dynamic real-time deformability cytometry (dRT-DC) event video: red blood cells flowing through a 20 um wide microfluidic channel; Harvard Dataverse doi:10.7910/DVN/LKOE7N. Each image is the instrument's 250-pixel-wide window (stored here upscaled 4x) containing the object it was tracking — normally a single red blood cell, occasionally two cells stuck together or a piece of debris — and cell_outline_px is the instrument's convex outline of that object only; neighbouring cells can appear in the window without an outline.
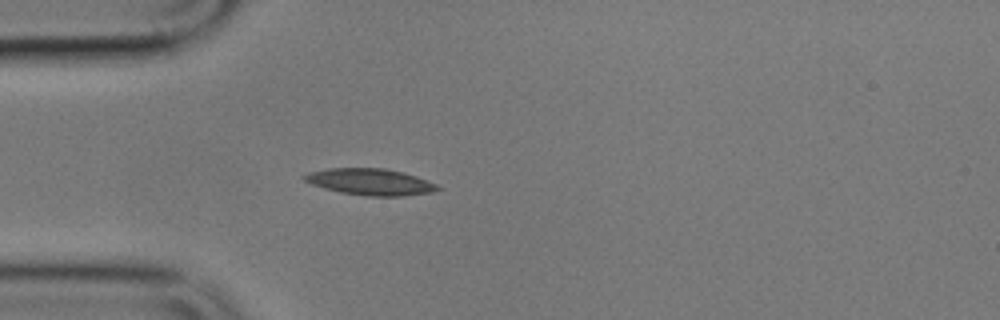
{"species": "common noctule bat (a hibernating species)", "species_latin": "Nyctalus noctula", "temperature_condition": "cold", "stored_images_in_passage": 5, "camera_frame_rate_fps": 3000, "um_per_image_px": 0.085, "animal": {"sex": "male", "body_mass_g": 17.9}, "frame": {"image": 1, "passage_image": 5, "time_ms": 4.667, "image_size_px": [1000, 320], "cell_outline_px": [[444, 188], [432, 192], [404, 196], [368, 196], [340, 192], [324, 188], [312, 184], [304, 180], [300, 176], [308, 172], [328, 168], [384, 168], [416, 176], [436, 184]], "centroid_in_image_um": [31.46, 15.46], "position_along_channel_um": 53.5, "area_um2": 20.58}}